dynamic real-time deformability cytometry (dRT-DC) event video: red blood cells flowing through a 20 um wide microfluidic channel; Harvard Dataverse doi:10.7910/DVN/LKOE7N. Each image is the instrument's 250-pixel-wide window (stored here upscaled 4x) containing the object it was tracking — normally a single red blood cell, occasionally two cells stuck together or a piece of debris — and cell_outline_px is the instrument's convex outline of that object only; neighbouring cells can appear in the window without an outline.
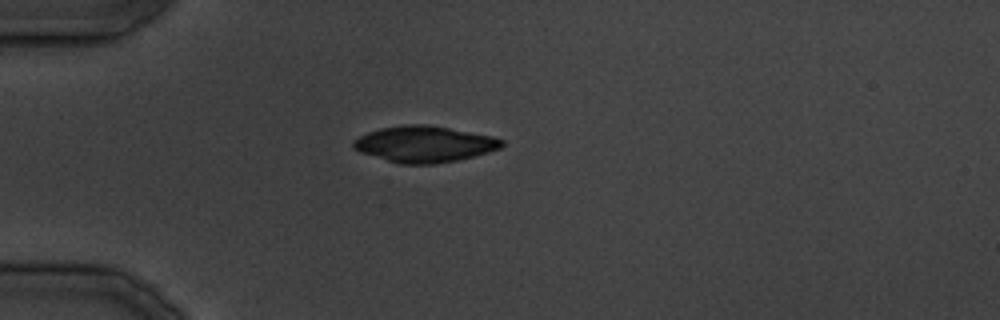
{"species": "common noctule bat (a hibernating species)", "species_latin": "Nyctalus noctula", "temperature_condition": "cold", "stored_images_in_passage": 9, "camera_frame_rate_fps": 3000, "um_per_image_px": 0.085, "animal": {"sex": "male", "body_mass_g": 19.5, "forearm_length_mm": 54.6}, "frame": {"image": 1, "passage_image": 1, "time_ms": 0.0, "image_size_px": [1000, 320], "cell_outline_px": [[504, 144], [500, 148], [488, 152], [456, 160], [432, 164], [400, 164], [360, 152], [352, 148], [352, 140], [368, 132], [380, 128], [404, 124], [424, 124], [448, 128], [492, 136], [504, 140]], "centroid_in_image_um": [36.03, 12.24], "position_along_channel_um": 49.0, "area_um2": 31.1}}